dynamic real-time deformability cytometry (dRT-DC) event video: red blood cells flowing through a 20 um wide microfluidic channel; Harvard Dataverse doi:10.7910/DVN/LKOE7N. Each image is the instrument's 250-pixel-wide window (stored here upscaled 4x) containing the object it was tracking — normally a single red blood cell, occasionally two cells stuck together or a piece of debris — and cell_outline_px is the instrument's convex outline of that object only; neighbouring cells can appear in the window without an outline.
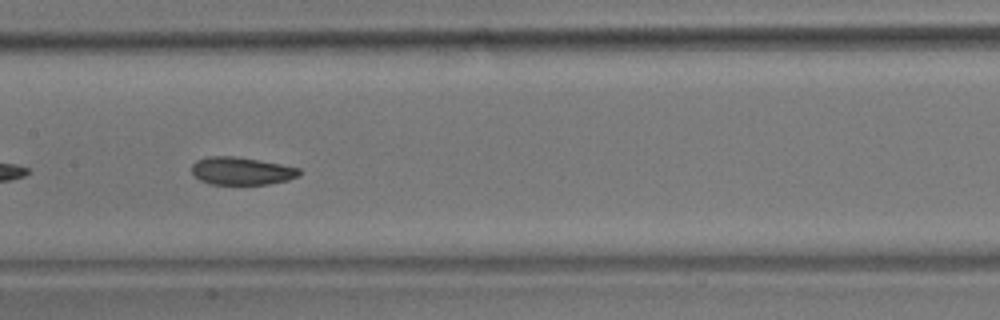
{"species": "common noctule bat (a hibernating species)", "species_latin": "Nyctalus noctula", "temperature_condition": "room temperature", "stored_images_in_passage": 41, "camera_frame_rate_fps": 3000, "um_per_image_px": 0.085, "animal": {"sex": "male", "body_mass_g": 17.9}, "frame": {"image": 1, "passage_image": 12, "time_ms": 3.667, "image_size_px": [1000, 320], "cell_outline_px": [[300, 172], [296, 176], [288, 180], [268, 184], [212, 184], [200, 180], [192, 176], [192, 164], [196, 160], [208, 156], [236, 156], [260, 160], [300, 168]], "centroid_in_image_um": [20.48, 14.52], "position_along_channel_um": 186.9, "area_um2": 17.4}, "authors_computed_cell_mechanics": {"area_um2": 18.0336, "velocity_mm_per_s": 3.5756, "shape_relaxation_time_tau1_ms": 3.4081, "shape_relaxation_time_tau2_ms": 2.5314, "deformation_change_tau1": 0.1102, "deformation_change_tau2": 0.0764}}